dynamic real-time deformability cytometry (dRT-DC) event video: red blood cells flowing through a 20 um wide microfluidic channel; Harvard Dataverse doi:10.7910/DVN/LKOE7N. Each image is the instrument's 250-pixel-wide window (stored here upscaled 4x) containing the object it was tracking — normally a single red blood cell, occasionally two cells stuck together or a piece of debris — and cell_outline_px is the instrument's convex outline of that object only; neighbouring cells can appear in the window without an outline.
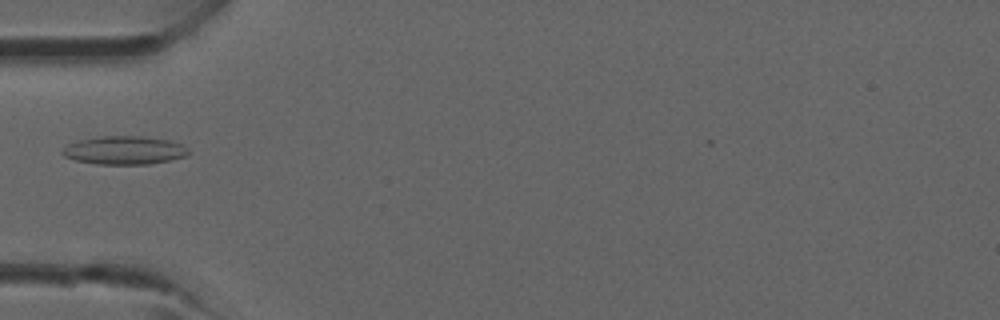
{"species": "common noctule bat (a hibernating species)", "species_latin": "Nyctalus noctula", "temperature_condition": "room temperature", "stored_images_in_passage": 2, "camera_frame_rate_fps": 3000, "um_per_image_px": 0.085, "animal": {"sex": "male", "forearm_length_mm": 52.5}, "frame": {"image": 1, "passage_image": 2, "time_ms": 1.333, "image_size_px": [1000, 320], "cell_outline_px": [[188, 152], [184, 156], [168, 160], [148, 164], [96, 164], [76, 160], [64, 156], [60, 152], [68, 144], [80, 140], [104, 136], [140, 136], [168, 140], [180, 144], [188, 148]], "centroid_in_image_um": [10.53, 12.77], "position_along_channel_um": 74.5, "area_um2": 20.46}}